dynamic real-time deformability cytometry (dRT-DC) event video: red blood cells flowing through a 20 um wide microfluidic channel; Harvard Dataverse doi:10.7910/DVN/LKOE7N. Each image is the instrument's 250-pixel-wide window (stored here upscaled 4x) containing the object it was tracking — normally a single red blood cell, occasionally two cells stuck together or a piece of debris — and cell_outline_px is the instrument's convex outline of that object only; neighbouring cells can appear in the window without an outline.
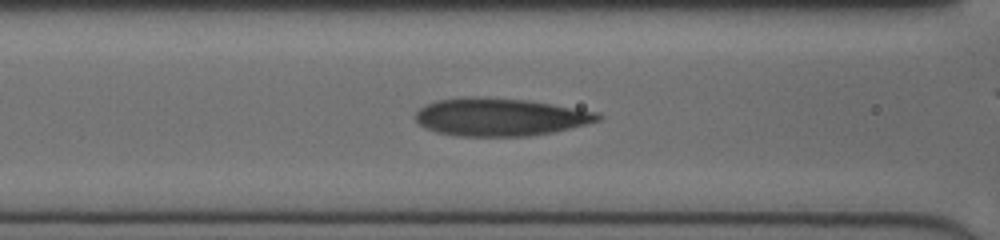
{"species": "human", "species_latin": "Homo sapiens", "temperature_condition": "cold", "stored_images_in_passage": 33, "camera_frame_rate_fps": 3000, "um_per_image_px": 0.085, "donor": {"sex": "female"}, "frame": {"image": 1, "passage_image": 11, "time_ms": 3.333, "image_size_px": [1000, 240], "cell_outline_px": [[604, 116], [600, 120], [552, 132], [528, 136], [456, 136], [436, 132], [420, 124], [416, 120], [416, 112], [420, 108], [436, 100], [472, 96], [484, 96], [524, 100], [600, 112]], "centroid_in_image_um": [42.5, 9.94], "position_along_channel_um": 124.1, "area_um2": 39.94}}
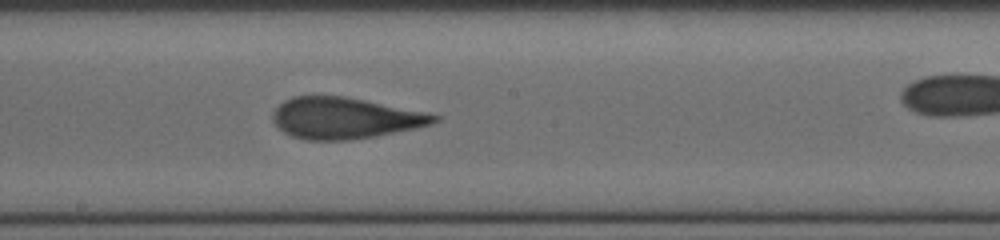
{"frame": {"image": 2, "passage_image": 18, "time_ms": 5.667, "image_size_px": [1000, 240], "cell_outline_px": [[440, 120], [432, 124], [416, 128], [372, 136], [348, 140], [308, 140], [292, 136], [284, 132], [272, 120], [272, 112], [284, 100], [292, 96], [344, 96], [424, 112], [440, 116]], "centroid_in_image_um": [29.28, 10.03], "position_along_channel_um": 218.9, "area_um2": 38.38}}
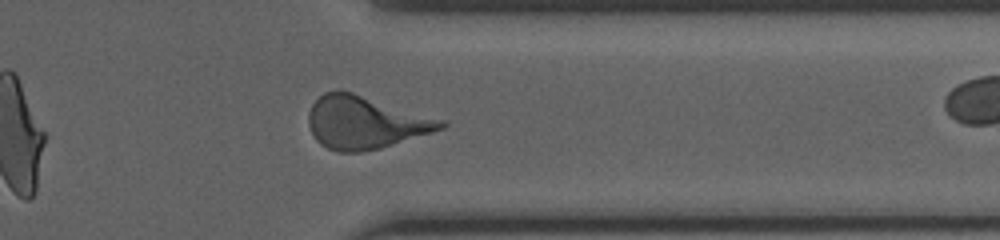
{"frame": {"image": 3, "passage_image": 30, "time_ms": 9.667, "image_size_px": [1000, 240], "cell_outline_px": [[448, 124], [444, 128], [432, 132], [380, 148], [360, 152], [336, 152], [320, 144], [316, 140], [308, 124], [308, 116], [312, 104], [324, 92], [352, 92], [448, 120]], "centroid_in_image_um": [31.08, 10.41], "position_along_channel_um": 380.3, "area_um2": 40.58}}